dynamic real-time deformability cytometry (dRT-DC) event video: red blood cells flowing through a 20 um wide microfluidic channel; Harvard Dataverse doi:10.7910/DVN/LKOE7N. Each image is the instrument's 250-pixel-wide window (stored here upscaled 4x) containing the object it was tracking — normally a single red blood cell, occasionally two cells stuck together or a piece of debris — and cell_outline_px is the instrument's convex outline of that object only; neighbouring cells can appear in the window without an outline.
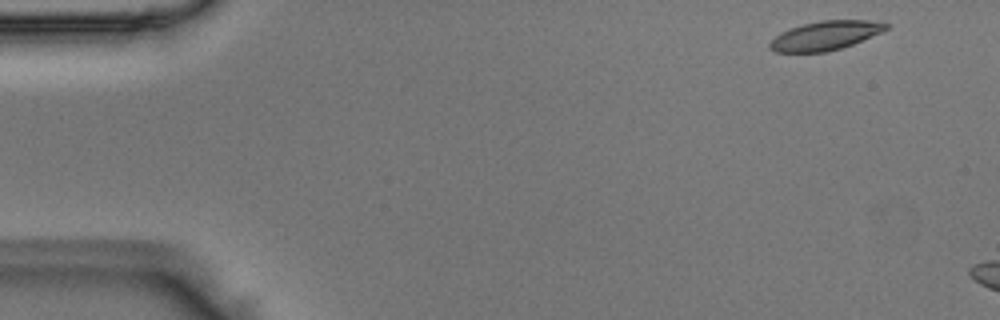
{"species": "Egyptian fruit bat (a non-hibernating species)", "species_latin": "Rousettus aegyptiacus", "temperature_condition": "room temperature", "stored_images_in_passage": 8, "camera_frame_rate_fps": 3000, "um_per_image_px": 0.085, "animal": {"sex": "male"}, "frame": {"image": 1, "passage_image": 2, "time_ms": 0.333, "image_size_px": [1000, 320], "cell_outline_px": [[888, 28], [880, 32], [852, 44], [840, 48], [824, 52], [776, 52], [768, 44], [780, 32], [788, 28], [820, 20], [868, 20], [888, 24]], "centroid_in_image_um": [70.12, 3.01], "position_along_channel_um": 14.9, "area_um2": 19.31}}